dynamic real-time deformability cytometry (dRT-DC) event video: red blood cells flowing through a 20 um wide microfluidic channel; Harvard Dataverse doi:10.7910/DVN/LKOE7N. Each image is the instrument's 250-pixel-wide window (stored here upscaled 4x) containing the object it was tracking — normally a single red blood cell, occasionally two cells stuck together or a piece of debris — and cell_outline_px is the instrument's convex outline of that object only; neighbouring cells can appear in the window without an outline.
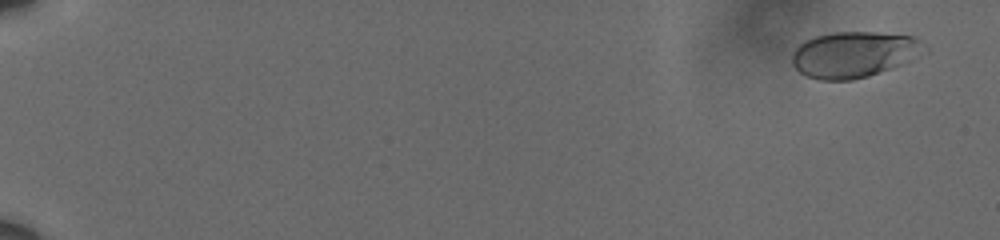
{"species": "human", "species_latin": "Homo sapiens", "temperature_condition": "cold", "stored_images_in_passage": 29, "camera_frame_rate_fps": 3000, "um_per_image_px": 0.085, "donor": {"sex": "male"}, "frame": {"image": 1, "passage_image": 4, "time_ms": 1.0, "image_size_px": [1000, 240], "cell_outline_px": [[920, 44], [908, 60], [892, 68], [868, 76], [852, 80], [820, 80], [804, 76], [792, 64], [792, 52], [804, 40], [816, 36], [832, 32], [876, 32], [916, 36], [920, 40]], "centroid_in_image_um": [72.43, 4.63], "position_along_channel_um": 12.6, "area_um2": 34.68}}
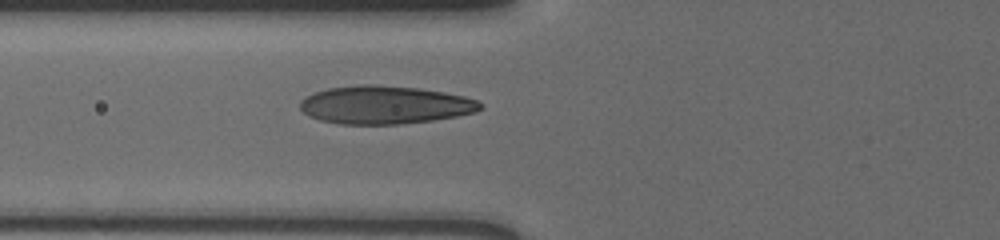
{"frame": {"image": 2, "passage_image": 25, "time_ms": 8.0, "image_size_px": [1000, 240], "cell_outline_px": [[484, 108], [476, 112], [456, 116], [432, 120], [400, 124], [340, 124], [320, 120], [308, 116], [300, 108], [300, 100], [316, 92], [328, 88], [368, 84], [416, 88], [444, 92], [464, 96], [476, 100], [484, 104]], "centroid_in_image_um": [32.73, 8.92], "position_along_channel_um": 93.1, "area_um2": 39.82}}
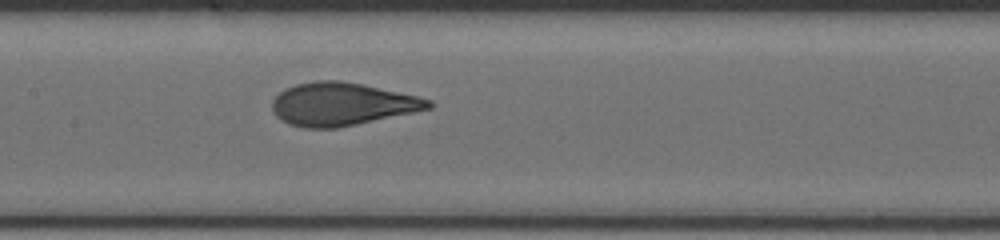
{"frame": {"image": 3, "passage_image": 29, "time_ms": 9.333, "image_size_px": [1000, 240], "cell_outline_px": [[432, 108], [356, 124], [336, 128], [304, 128], [288, 124], [280, 120], [276, 116], [272, 108], [272, 100], [280, 92], [296, 84], [316, 80], [340, 80], [364, 84], [416, 96], [432, 100]], "centroid_in_image_um": [29.04, 8.85], "position_along_channel_um": 178.4, "area_um2": 38.96}}